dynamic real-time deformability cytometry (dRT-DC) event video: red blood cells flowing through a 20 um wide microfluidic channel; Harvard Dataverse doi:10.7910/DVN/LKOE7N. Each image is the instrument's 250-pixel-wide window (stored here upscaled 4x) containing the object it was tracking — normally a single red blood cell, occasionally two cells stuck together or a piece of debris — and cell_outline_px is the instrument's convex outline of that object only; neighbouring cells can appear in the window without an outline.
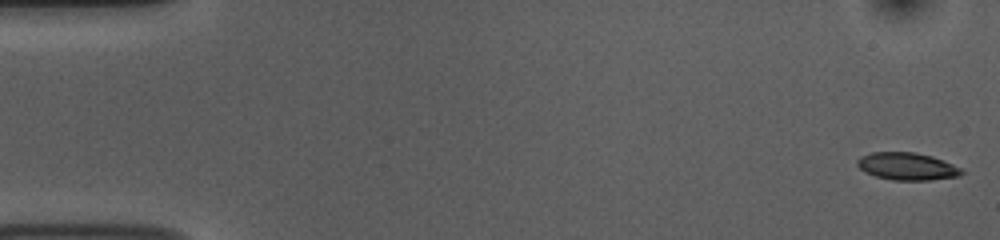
{"species": "common noctule bat (a hibernating species)", "species_latin": "Nyctalus noctula", "temperature_condition": "room temperature", "stored_images_in_passage": 53, "camera_frame_rate_fps": 3000, "um_per_image_px": 0.085, "animal": {"sex": "female", "body_mass_g": 10.0, "forearm_length_mm": 53.1}, "frame": {"image": 1, "passage_image": 1, "time_ms": 0.0, "image_size_px": [1000, 240], "cell_outline_px": [[964, 172], [960, 176], [932, 180], [892, 180], [876, 176], [864, 172], [856, 164], [856, 160], [860, 156], [872, 152], [916, 152], [932, 156], [944, 160], [960, 168]], "centroid_in_image_um": [77.09, 14.14], "position_along_channel_um": 7.9, "area_um2": 16.82}}
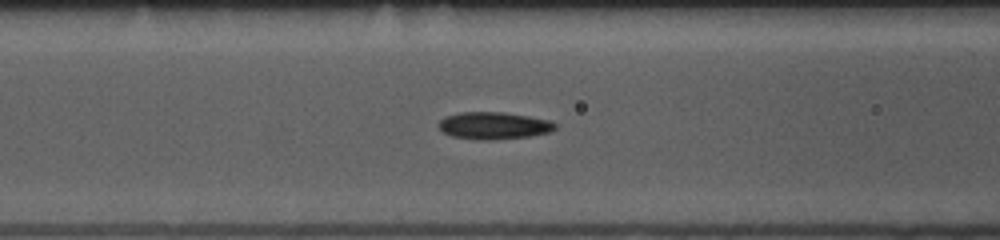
{"frame": {"image": 2, "passage_image": 21, "time_ms": 6.667, "image_size_px": [1000, 240], "cell_outline_px": [[556, 128], [548, 132], [528, 136], [484, 140], [452, 136], [444, 132], [436, 124], [444, 116], [460, 112], [504, 112], [528, 116], [548, 120], [556, 124]], "centroid_in_image_um": [41.92, 10.66], "position_along_channel_um": 124.7, "area_um2": 18.21}}
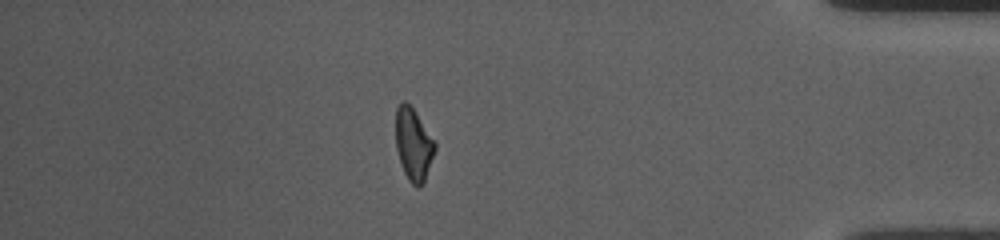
{"frame": {"image": 3, "passage_image": 46, "time_ms": 15.0, "image_size_px": [1000, 240], "cell_outline_px": [[436, 148], [424, 184], [420, 188], [416, 188], [408, 180], [404, 172], [396, 148], [396, 108], [400, 100], [404, 100], [412, 108], [436, 144]], "centroid_in_image_um": [35.13, 12.31], "position_along_channel_um": 400.1, "area_um2": 16.42}, "authors_computed_cell_mechanics": {"area_um2": 17.051, "velocity_mm_per_s": 3.7633, "shape_relaxation_time_tau1_ms": 5.2458, "shape_relaxation_time_tau2_ms": 4.1289, "deformation_change_tau1": 0.1543, "deformation_change_tau2": 0.0998}}